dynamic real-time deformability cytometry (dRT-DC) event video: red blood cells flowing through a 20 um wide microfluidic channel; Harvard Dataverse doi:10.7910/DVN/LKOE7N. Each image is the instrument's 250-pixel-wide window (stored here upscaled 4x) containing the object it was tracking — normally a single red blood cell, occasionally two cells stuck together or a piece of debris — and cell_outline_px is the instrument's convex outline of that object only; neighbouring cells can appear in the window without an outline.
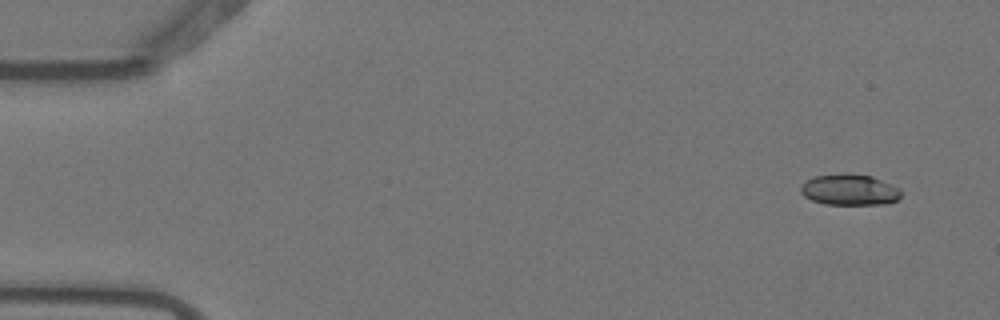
{"species": "Egyptian fruit bat (a non-hibernating species)", "species_latin": "Rousettus aegyptiacus", "temperature_condition": "warm", "stored_images_in_passage": 3, "camera_frame_rate_fps": 3000, "um_per_image_px": 0.085, "animal": {"sex": "female"}, "frame": {"image": 1, "passage_image": 1, "time_ms": 0.0, "image_size_px": [1000, 320], "cell_outline_px": [[900, 196], [896, 200], [884, 204], [824, 204], [812, 200], [804, 196], [800, 192], [800, 184], [816, 176], [840, 172], [872, 176], [892, 184], [900, 188]], "centroid_in_image_um": [72.19, 16.11], "position_along_channel_um": 12.8, "area_um2": 18.26}}